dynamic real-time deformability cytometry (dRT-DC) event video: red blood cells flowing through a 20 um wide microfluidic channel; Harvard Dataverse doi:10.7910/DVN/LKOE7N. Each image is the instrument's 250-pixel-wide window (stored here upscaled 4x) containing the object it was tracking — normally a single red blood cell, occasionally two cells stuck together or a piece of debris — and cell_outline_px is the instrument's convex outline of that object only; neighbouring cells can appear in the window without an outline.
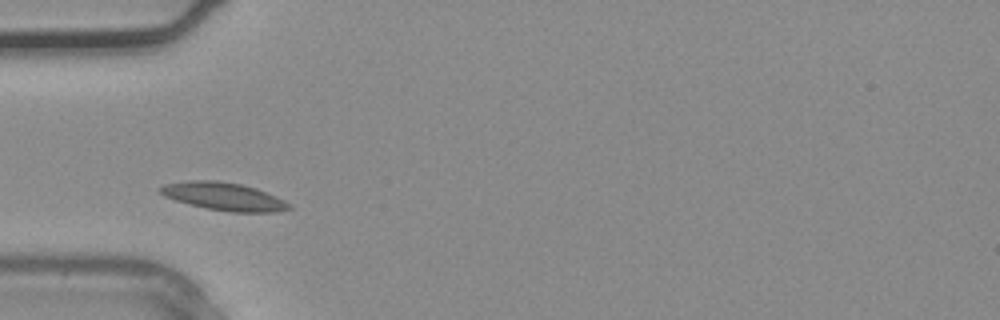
{"species": "common noctule bat (a hibernating species)", "species_latin": "Nyctalus noctula", "temperature_condition": "warm", "stored_images_in_passage": 1, "camera_frame_rate_fps": 3000, "um_per_image_px": 0.085, "animal": {"sex": "male", "body_mass_g": 20.4}, "frame": {"image": 1, "passage_image": 1, "time_ms": 0.0, "image_size_px": [1000, 320], "cell_outline_px": [[292, 208], [276, 212], [232, 212], [208, 208], [176, 200], [164, 196], [156, 188], [164, 184], [188, 180], [216, 180], [240, 184], [256, 188], [276, 196], [292, 204]], "centroid_in_image_um": [19.03, 16.69], "position_along_channel_um": 66.0, "area_um2": 20.87}}